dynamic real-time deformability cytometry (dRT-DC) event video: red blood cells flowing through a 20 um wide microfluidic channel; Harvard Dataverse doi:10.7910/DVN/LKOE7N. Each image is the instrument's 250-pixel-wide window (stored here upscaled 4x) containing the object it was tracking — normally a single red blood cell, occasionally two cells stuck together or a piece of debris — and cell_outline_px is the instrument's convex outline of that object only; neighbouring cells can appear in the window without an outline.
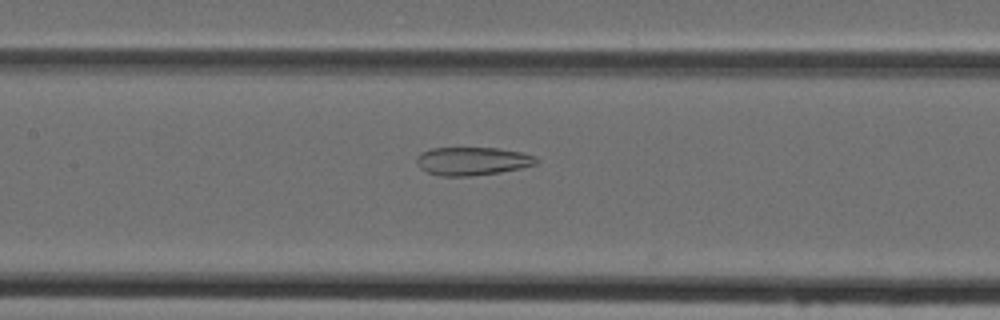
{"species": "Egyptian fruit bat (a non-hibernating species)", "species_latin": "Rousettus aegyptiacus", "temperature_condition": "cold", "stored_images_in_passage": 12, "camera_frame_rate_fps": 3000, "um_per_image_px": 0.085, "animal": {"sex": "female"}, "frame": {"image": 1, "passage_image": 10, "time_ms": 3.0, "image_size_px": [1000, 320], "cell_outline_px": [[540, 160], [536, 164], [520, 168], [500, 172], [472, 176], [440, 176], [428, 172], [420, 168], [416, 164], [416, 156], [432, 148], [496, 148], [520, 152], [536, 156]], "centroid_in_image_um": [40.15, 13.7], "position_along_channel_um": 167.2, "area_um2": 19.65}}